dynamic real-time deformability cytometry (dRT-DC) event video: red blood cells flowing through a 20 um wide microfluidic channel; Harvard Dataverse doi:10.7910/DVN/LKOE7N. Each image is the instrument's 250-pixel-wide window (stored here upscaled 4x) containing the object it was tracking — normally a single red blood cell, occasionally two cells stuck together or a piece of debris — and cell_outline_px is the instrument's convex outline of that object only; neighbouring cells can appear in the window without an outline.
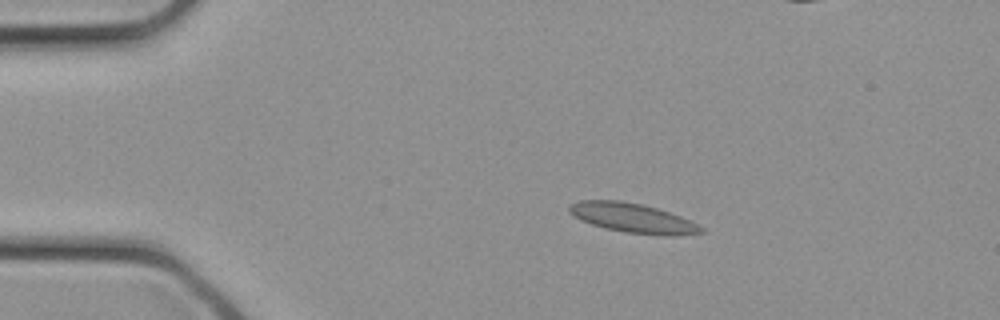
{"species": "common noctule bat (a hibernating species)", "species_latin": "Nyctalus noctula", "temperature_condition": "cold", "stored_images_in_passage": 28, "camera_frame_rate_fps": 3000, "um_per_image_px": 0.085, "animal": {"sex": "female", "body_mass_g": 21.9}, "frame": {"image": 1, "passage_image": 1, "time_ms": 0.0, "image_size_px": [1000, 320], "cell_outline_px": [[704, 232], [672, 236], [664, 236], [624, 232], [592, 224], [580, 220], [568, 212], [568, 204], [580, 200], [620, 200], [640, 204], [656, 208], [680, 216], [704, 228]], "centroid_in_image_um": [53.74, 18.52], "position_along_channel_um": 31.3, "area_um2": 22.48}}
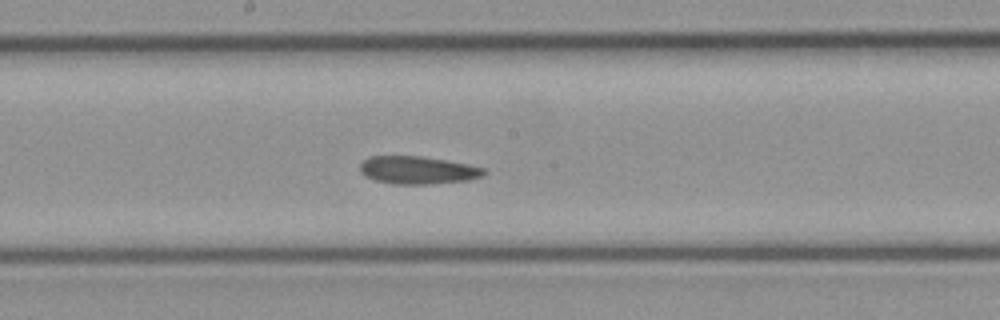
{"frame": {"image": 2, "passage_image": 12, "time_ms": 3.667, "image_size_px": [1000, 320], "cell_outline_px": [[488, 172], [484, 176], [468, 180], [432, 184], [392, 184], [376, 180], [364, 176], [360, 172], [360, 164], [368, 156], [424, 156], [468, 164], [484, 168]], "centroid_in_image_um": [35.52, 14.46], "position_along_channel_um": 212.7, "area_um2": 20.29}}
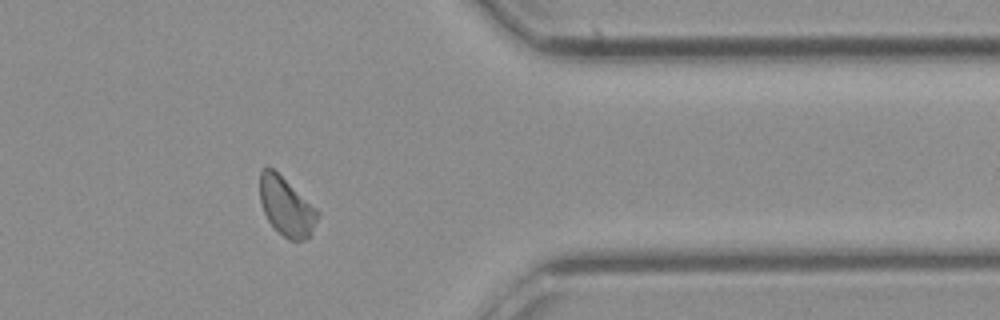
{"frame": {"image": 3, "passage_image": 21, "time_ms": 6.667, "image_size_px": [1000, 320], "cell_outline_px": [[320, 212], [308, 236], [304, 240], [288, 240], [268, 220], [264, 212], [260, 200], [260, 172], [268, 164], [316, 208]], "centroid_in_image_um": [24.31, 17.53], "position_along_channel_um": 387.1, "area_um2": 19.19}}